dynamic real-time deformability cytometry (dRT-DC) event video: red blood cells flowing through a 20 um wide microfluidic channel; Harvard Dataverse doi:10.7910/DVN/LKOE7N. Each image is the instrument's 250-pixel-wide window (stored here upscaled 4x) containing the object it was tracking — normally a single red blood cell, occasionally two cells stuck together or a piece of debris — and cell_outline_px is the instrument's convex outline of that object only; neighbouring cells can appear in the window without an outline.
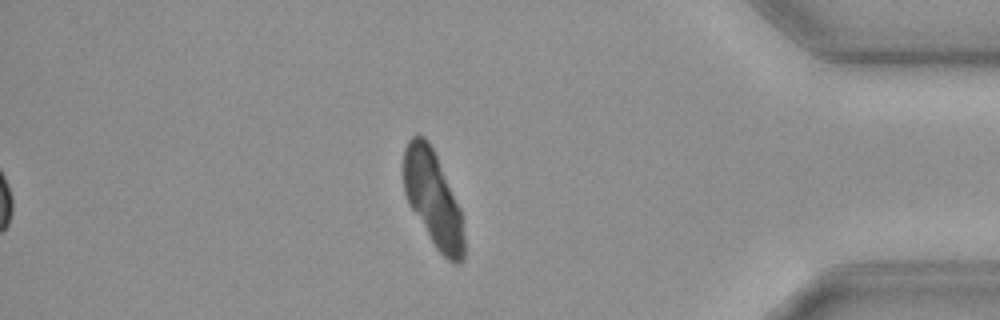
{"species": "common noctule bat (a hibernating species)", "species_latin": "Nyctalus noctula", "temperature_condition": "cold", "stored_images_in_passage": 31, "camera_frame_rate_fps": 3000, "um_per_image_px": 0.085, "animal": {"sex": "female", "body_mass_g": 19.3, "forearm_length_mm": 54.1}, "frame": {"image": 1, "passage_image": 31, "time_ms": 10.0, "image_size_px": [1000, 320], "cell_outline_px": [[464, 260], [460, 264], [456, 264], [448, 260], [436, 248], [408, 204], [404, 192], [404, 148], [408, 140], [412, 136], [424, 136], [428, 140], [436, 156], [460, 208], [464, 236]], "centroid_in_image_um": [36.81, 16.92], "position_along_channel_um": 398.4, "area_um2": 33.35}}